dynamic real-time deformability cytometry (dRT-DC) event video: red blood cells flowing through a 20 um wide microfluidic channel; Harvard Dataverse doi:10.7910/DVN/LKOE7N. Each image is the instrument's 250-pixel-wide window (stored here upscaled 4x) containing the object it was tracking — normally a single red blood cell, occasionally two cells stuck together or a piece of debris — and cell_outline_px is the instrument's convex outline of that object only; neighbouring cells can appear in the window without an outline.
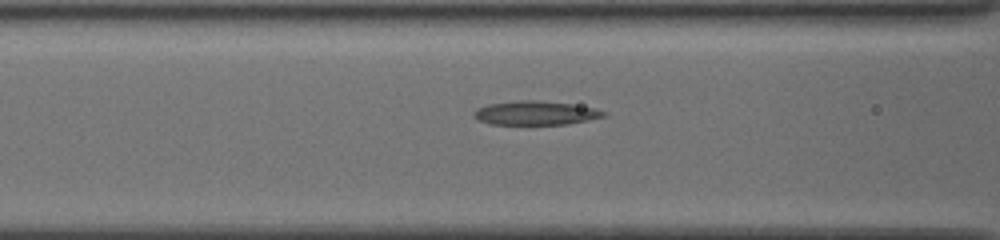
{"species": "common noctule bat (a hibernating species)", "species_latin": "Nyctalus noctula", "temperature_condition": "cold", "stored_images_in_passage": 8, "camera_frame_rate_fps": 3000, "um_per_image_px": 0.085, "animal": {"sex": "female", "body_mass_g": 19.5, "forearm_length_mm": 54.1}, "frame": {"image": 1, "passage_image": 6, "time_ms": 1.667, "image_size_px": [1000, 240], "cell_outline_px": [[608, 112], [604, 116], [588, 120], [568, 124], [488, 124], [472, 116], [472, 112], [476, 108], [488, 104], [516, 100], [536, 100], [572, 104], [596, 108]], "centroid_in_image_um": [45.5, 9.6], "position_along_channel_um": 121.1, "area_um2": 18.21}}